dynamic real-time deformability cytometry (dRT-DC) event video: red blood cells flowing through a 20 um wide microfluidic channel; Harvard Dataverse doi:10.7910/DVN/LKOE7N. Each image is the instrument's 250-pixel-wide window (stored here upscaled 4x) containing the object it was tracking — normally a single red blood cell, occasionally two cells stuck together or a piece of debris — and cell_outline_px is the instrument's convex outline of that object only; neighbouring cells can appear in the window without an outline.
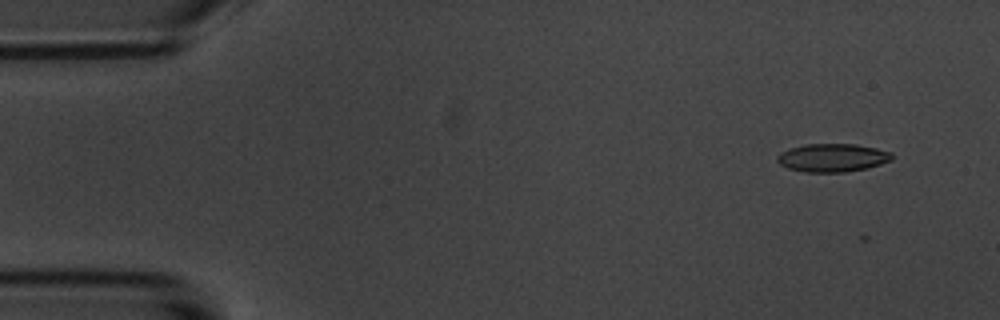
{"species": "common noctule bat (a hibernating species)", "species_latin": "Nyctalus noctula", "temperature_condition": "room temperature", "stored_images_in_passage": 3, "camera_frame_rate_fps": 3000, "um_per_image_px": 0.085, "animal": {"sex": "male", "body_mass_g": 20.1, "forearm_length_mm": 53.5}, "frame": {"image": 1, "passage_image": 1, "time_ms": 0.0, "image_size_px": [1000, 320], "cell_outline_px": [[892, 160], [868, 168], [848, 172], [804, 172], [788, 168], [780, 164], [776, 160], [776, 156], [780, 152], [788, 148], [804, 144], [856, 144], [876, 148], [892, 152]], "centroid_in_image_um": [70.74, 13.4], "position_along_channel_um": 14.3, "area_um2": 19.07}}